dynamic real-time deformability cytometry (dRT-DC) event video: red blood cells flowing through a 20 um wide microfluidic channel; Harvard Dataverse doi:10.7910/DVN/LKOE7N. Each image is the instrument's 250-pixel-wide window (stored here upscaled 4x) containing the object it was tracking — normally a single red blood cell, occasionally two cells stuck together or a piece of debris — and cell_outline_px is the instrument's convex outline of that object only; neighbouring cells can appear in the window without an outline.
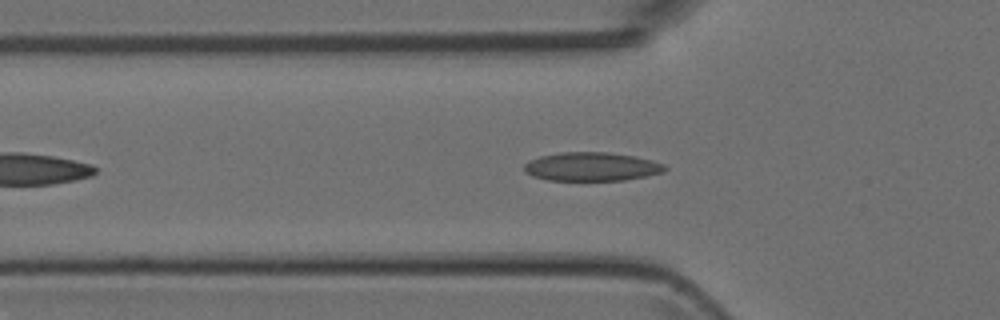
{"species": "Egyptian fruit bat (a non-hibernating species)", "species_latin": "Rousettus aegyptiacus", "temperature_condition": "room temperature", "stored_images_in_passage": 39, "camera_frame_rate_fps": 3000, "um_per_image_px": 0.085, "animal": {"sex": "female"}, "frame": {"image": 1, "passage_image": 9, "time_ms": 2.667, "image_size_px": [1000, 320], "cell_outline_px": [[668, 168], [664, 172], [624, 180], [548, 180], [532, 176], [524, 172], [524, 164], [540, 156], [560, 152], [608, 152], [636, 156], [652, 160], [664, 164]], "centroid_in_image_um": [50.3, 14.16], "position_along_channel_um": 75.5, "area_um2": 23.52}}
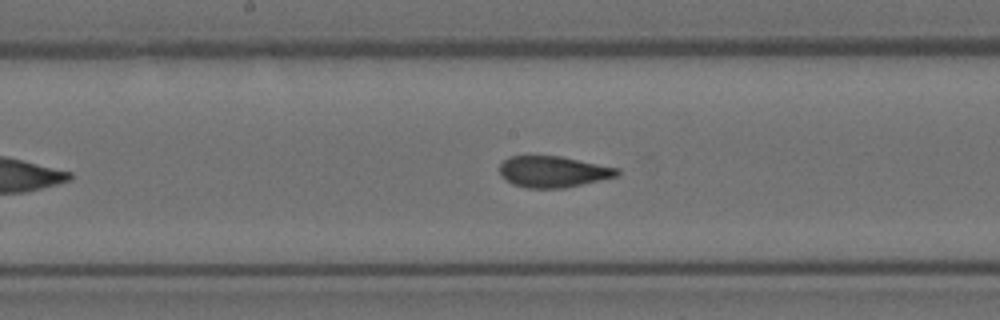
{"frame": {"image": 2, "passage_image": 18, "time_ms": 5.667, "image_size_px": [1000, 320], "cell_outline_px": [[620, 172], [616, 176], [564, 188], [528, 188], [512, 184], [504, 180], [500, 176], [500, 164], [508, 156], [560, 156], [620, 168]], "centroid_in_image_um": [46.98, 14.59], "position_along_channel_um": 201.2, "area_um2": 21.39}}
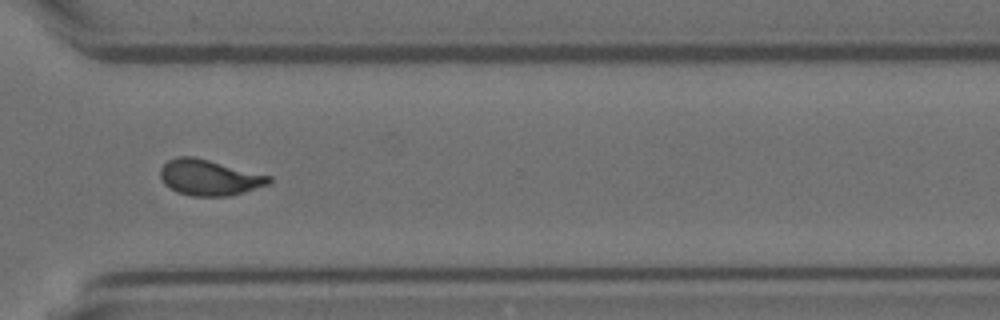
{"frame": {"image": 3, "passage_image": 29, "time_ms": 9.333, "image_size_px": [1000, 320], "cell_outline_px": [[272, 180], [268, 184], [244, 192], [228, 196], [192, 196], [176, 192], [168, 188], [164, 184], [160, 176], [160, 168], [168, 160], [180, 156], [192, 156], [272, 176]], "centroid_in_image_um": [17.76, 15.1], "position_along_channel_um": 352.8, "area_um2": 22.6}}